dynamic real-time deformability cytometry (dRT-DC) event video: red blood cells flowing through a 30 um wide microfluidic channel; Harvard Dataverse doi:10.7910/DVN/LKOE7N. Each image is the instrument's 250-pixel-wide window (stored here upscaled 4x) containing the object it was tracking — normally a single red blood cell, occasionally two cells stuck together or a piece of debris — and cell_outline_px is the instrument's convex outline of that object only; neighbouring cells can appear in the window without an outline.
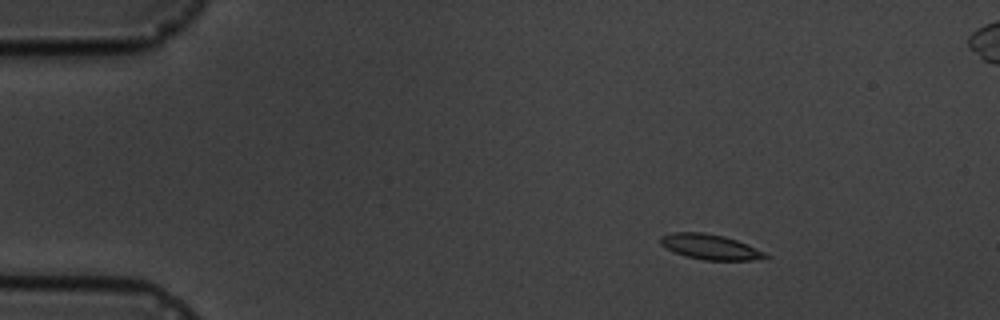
{"species": "common noctule bat (a hibernating species)", "species_latin": "Nyctalus noctula", "temperature_condition": "cold", "stored_images_in_passage": 5, "camera_frame_rate_fps": 3000, "um_per_image_px": 0.085, "animal": {"sex": "male", "body_mass_g": 19.5, "forearm_length_mm": 54.6}, "frame": {"image": 1, "passage_image": 2, "time_ms": 1.0, "image_size_px": [1000, 320], "cell_outline_px": [[772, 256], [752, 260], [704, 260], [684, 256], [660, 244], [660, 236], [672, 232], [704, 232], [724, 236], [748, 244]], "centroid_in_image_um": [60.36, 20.98], "position_along_channel_um": 24.6, "area_um2": 15.37}}